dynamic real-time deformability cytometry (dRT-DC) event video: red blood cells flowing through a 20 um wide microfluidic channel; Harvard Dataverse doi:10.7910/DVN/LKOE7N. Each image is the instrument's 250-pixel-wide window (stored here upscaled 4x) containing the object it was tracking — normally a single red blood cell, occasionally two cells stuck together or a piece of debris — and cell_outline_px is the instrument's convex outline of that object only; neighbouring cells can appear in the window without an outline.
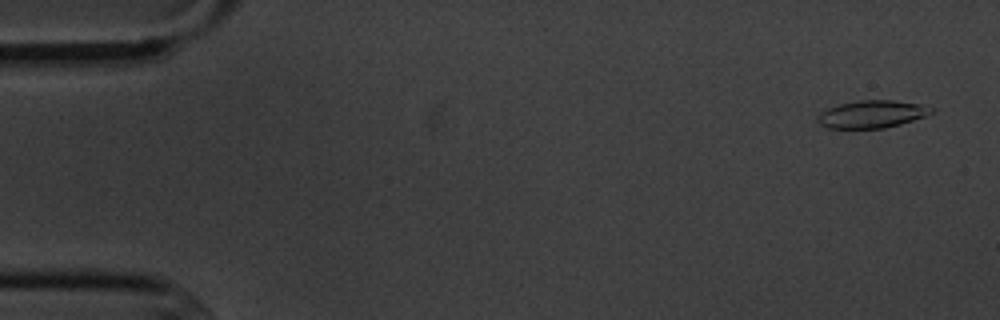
{"species": "common noctule bat (a hibernating species)", "species_latin": "Nyctalus noctula", "temperature_condition": "cold", "stored_images_in_passage": 4, "camera_frame_rate_fps": 3000, "um_per_image_px": 0.085, "animal": {"sex": "male", "body_mass_g": 20.1, "forearm_length_mm": 53.5}, "frame": {"image": 1, "passage_image": 1, "time_ms": 0.0, "image_size_px": [1000, 320], "cell_outline_px": [[936, 108], [932, 112], [924, 116], [900, 124], [884, 128], [828, 128], [820, 124], [816, 120], [820, 112], [828, 108], [840, 104], [860, 100], [892, 100], [920, 104]], "centroid_in_image_um": [74.1, 9.7], "position_along_channel_um": 10.9, "area_um2": 18.09}}